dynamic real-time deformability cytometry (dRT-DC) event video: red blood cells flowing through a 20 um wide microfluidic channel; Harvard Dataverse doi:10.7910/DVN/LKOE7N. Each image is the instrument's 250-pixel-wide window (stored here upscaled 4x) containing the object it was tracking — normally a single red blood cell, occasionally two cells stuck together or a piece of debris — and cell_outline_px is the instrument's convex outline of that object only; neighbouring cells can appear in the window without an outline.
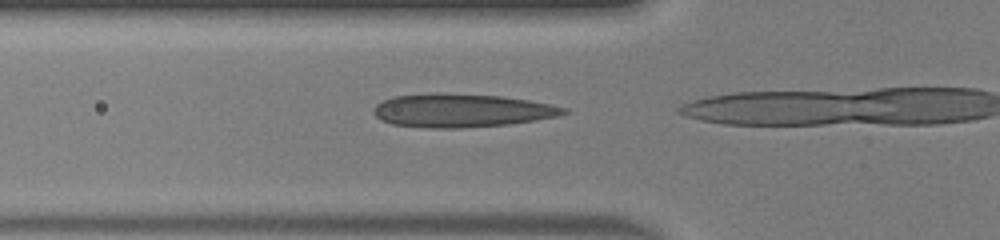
{"species": "human", "species_latin": "Homo sapiens", "temperature_condition": "warm", "stored_images_in_passage": 5, "camera_frame_rate_fps": 3000, "um_per_image_px": 0.085, "donor": {"sex": "male"}, "frame": {"image": 1, "passage_image": 2, "time_ms": 0.333, "image_size_px": [1000, 240], "cell_outline_px": [[572, 112], [560, 116], [536, 120], [508, 124], [460, 128], [428, 128], [392, 124], [380, 120], [372, 112], [372, 108], [376, 104], [384, 100], [396, 96], [436, 92], [500, 96], [528, 100], [568, 108]], "centroid_in_image_um": [39.24, 9.39], "position_along_channel_um": 86.6, "area_um2": 37.22}}